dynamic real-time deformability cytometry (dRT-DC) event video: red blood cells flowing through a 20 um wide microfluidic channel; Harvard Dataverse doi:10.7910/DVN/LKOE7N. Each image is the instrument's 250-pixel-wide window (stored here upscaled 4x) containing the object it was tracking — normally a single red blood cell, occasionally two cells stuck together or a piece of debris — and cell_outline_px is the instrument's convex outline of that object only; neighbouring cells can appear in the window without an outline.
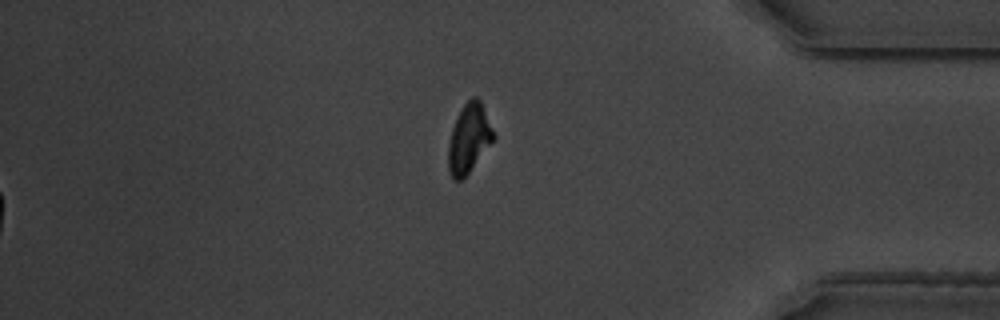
{"species": "common noctule bat (a hibernating species)", "species_latin": "Nyctalus noctula", "temperature_condition": "warm", "stored_images_in_passage": 60, "segment_of_instrument_passage": [2, 2], "camera_frame_rate_fps": 3000, "um_per_image_px": 0.085, "animal": {"sex": "male", "body_mass_g": 19.5, "forearm_length_mm": 54.6}, "frame": {"image": 1, "passage_image": 60, "time_ms": 19.667, "image_size_px": [1000, 320], "cell_outline_px": [[496, 136], [464, 180], [452, 180], [448, 168], [448, 144], [452, 128], [464, 104], [472, 96], [476, 96], [480, 100]], "centroid_in_image_um": [39.85, 11.81], "position_along_channel_um": 395.3, "area_um2": 18.15}}